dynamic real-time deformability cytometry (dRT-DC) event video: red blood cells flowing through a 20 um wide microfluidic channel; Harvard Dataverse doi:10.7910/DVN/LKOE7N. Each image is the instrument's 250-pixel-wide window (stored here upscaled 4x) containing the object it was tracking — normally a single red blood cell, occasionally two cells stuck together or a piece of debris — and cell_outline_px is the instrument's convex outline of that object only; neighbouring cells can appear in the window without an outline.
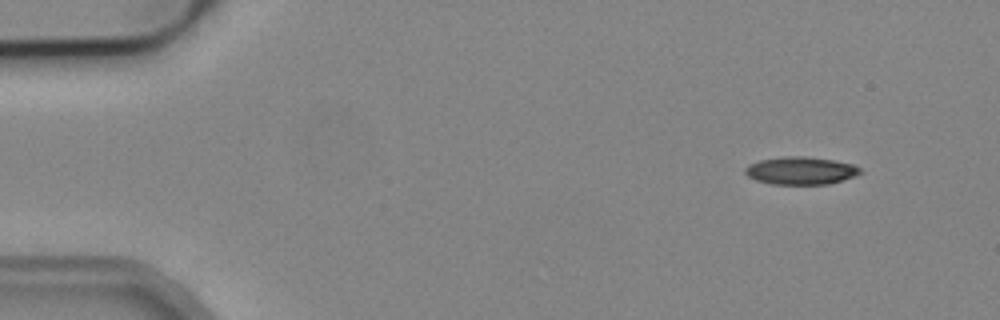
{"species": "common noctule bat (a hibernating species)", "species_latin": "Nyctalus noctula", "temperature_condition": "cold", "stored_images_in_passage": 5, "camera_frame_rate_fps": 3000, "um_per_image_px": 0.085, "animal": {"sex": "male", "body_mass_g": 19.2, "forearm_length_mm": 51.8}, "frame": {"image": 1, "passage_image": 1, "time_ms": 0.0, "image_size_px": [1000, 320], "cell_outline_px": [[864, 172], [844, 180], [828, 184], [772, 184], [756, 180], [748, 176], [744, 172], [744, 168], [748, 164], [760, 160], [784, 156], [804, 156], [832, 160], [852, 164], [860, 168]], "centroid_in_image_um": [68.05, 14.5], "position_along_channel_um": 16.9, "area_um2": 18.61}}
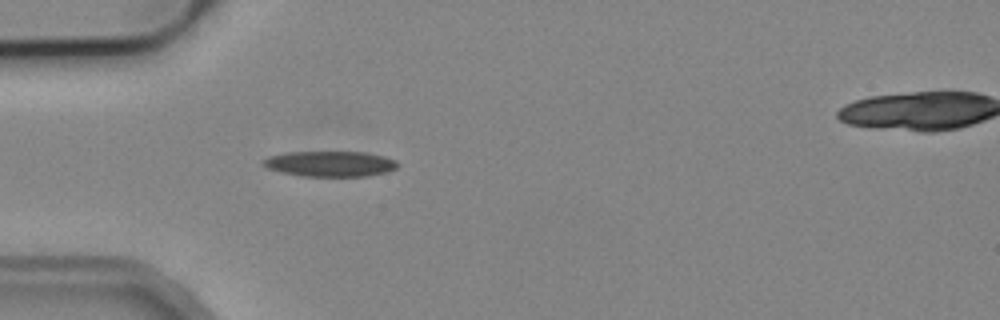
{"frame": {"image": 2, "passage_image": 4, "time_ms": 3.667, "image_size_px": [1000, 320], "cell_outline_px": [[400, 164], [396, 168], [388, 172], [368, 176], [304, 176], [280, 172], [264, 168], [260, 164], [268, 156], [288, 152], [364, 152], [384, 156], [396, 160]], "centroid_in_image_um": [28.05, 13.92], "position_along_channel_um": 56.9, "area_um2": 20.17}}